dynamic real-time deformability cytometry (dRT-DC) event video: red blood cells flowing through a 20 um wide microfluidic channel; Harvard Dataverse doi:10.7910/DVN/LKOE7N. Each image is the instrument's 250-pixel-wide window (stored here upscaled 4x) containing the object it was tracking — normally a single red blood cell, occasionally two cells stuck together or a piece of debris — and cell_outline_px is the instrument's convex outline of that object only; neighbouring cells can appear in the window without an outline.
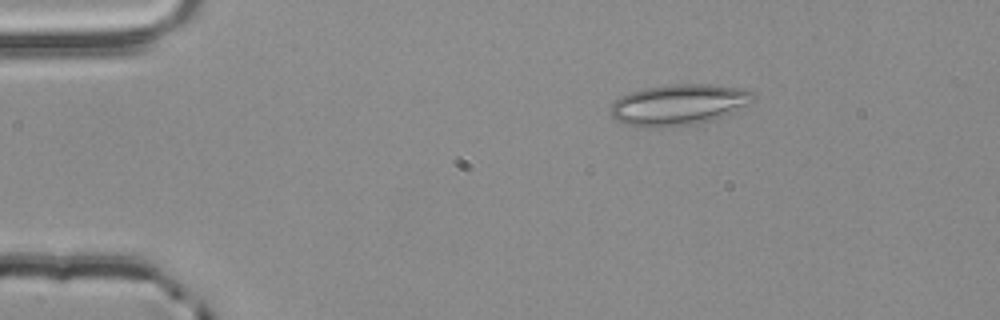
{"species": "common noctule bat (a hibernating species)", "species_latin": "Nyctalus noctula", "temperature_condition": "room temperature", "stored_images_in_passage": 2, "camera_frame_rate_fps": 3000, "um_per_image_px": 0.085, "animal": {"sex": "male", "body_mass_g": 20.4}, "frame": {"image": 1, "passage_image": 1, "time_ms": 0.0, "image_size_px": [1000, 320], "cell_outline_px": [[756, 100], [732, 112], [712, 120], [692, 124], [652, 128], [624, 124], [616, 120], [608, 112], [608, 108], [620, 96], [644, 88], [664, 84], [712, 84], [744, 88], [756, 92]], "centroid_in_image_um": [57.7, 8.88], "position_along_channel_um": 27.3, "area_um2": 34.39}}